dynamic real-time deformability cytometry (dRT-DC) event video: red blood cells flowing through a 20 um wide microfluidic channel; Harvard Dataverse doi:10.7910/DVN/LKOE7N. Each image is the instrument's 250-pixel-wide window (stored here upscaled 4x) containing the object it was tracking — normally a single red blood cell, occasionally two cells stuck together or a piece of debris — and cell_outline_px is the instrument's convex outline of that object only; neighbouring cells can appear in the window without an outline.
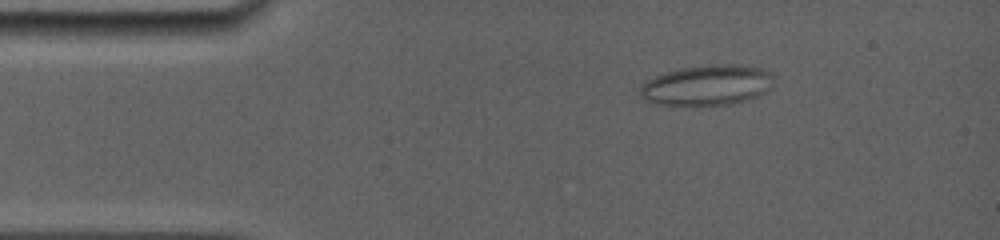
{"species": "common noctule bat (a hibernating species)", "species_latin": "Nyctalus noctula", "temperature_condition": "room temperature", "stored_images_in_passage": 16, "camera_frame_rate_fps": 5000, "um_per_image_px": 0.085, "animal": {"sex": "female", "body_mass_g": 19.0, "forearm_length_mm": 56.7}, "frame": {"image": 1, "passage_image": 3, "time_ms": 1.4, "image_size_px": [1000, 240], "cell_outline_px": [[772, 80], [768, 92], [760, 96], [732, 104], [656, 104], [644, 100], [640, 96], [640, 88], [648, 80], [656, 76], [680, 68], [712, 64], [748, 64], [772, 72]], "centroid_in_image_um": [60.16, 7.22], "position_along_channel_um": 24.8, "area_um2": 31.39}}
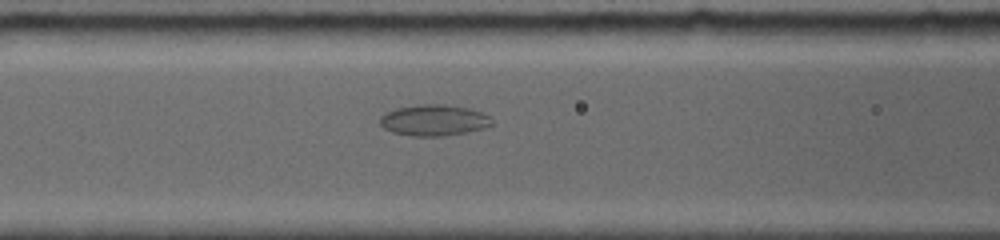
{"frame": {"image": 2, "passage_image": 9, "time_ms": 5.6, "image_size_px": [1000, 240], "cell_outline_px": [[492, 124], [484, 128], [444, 136], [412, 136], [392, 132], [384, 128], [380, 124], [380, 116], [396, 108], [420, 104], [444, 104], [468, 108], [492, 116]], "centroid_in_image_um": [36.88, 10.21], "position_along_channel_um": 129.7, "area_um2": 20.23}}
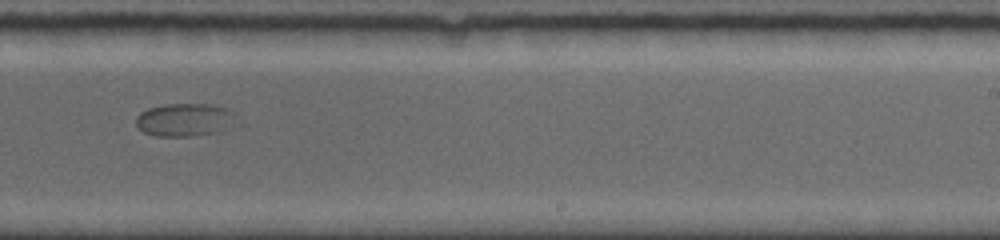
{"frame": {"image": 3, "passage_image": 16, "time_ms": 9.4, "image_size_px": [1000, 240], "cell_outline_px": [[244, 124], [220, 132], [188, 136], [156, 136], [144, 132], [136, 128], [136, 116], [140, 112], [148, 108], [164, 104], [212, 104], [228, 108], [236, 112], [244, 120]], "centroid_in_image_um": [15.89, 10.18], "position_along_channel_um": 273.1, "area_um2": 20.46}}